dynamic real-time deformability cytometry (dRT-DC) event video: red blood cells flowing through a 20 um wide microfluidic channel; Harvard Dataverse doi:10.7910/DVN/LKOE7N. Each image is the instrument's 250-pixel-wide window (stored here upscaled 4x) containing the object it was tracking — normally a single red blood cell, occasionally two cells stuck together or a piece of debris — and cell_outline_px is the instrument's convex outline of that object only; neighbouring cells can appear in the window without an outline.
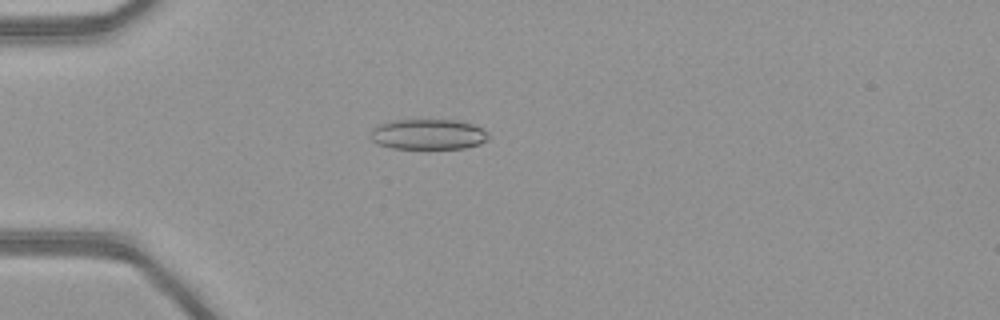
{"species": "common noctule bat (a hibernating species)", "species_latin": "Nyctalus noctula", "temperature_condition": "warm", "stored_images_in_passage": 48, "camera_frame_rate_fps": 3000, "um_per_image_px": 0.085, "animal": {"sex": "female", "body_mass_g": 21.9}, "frame": {"image": 1, "passage_image": 12, "time_ms": 3.667, "image_size_px": [1000, 320], "cell_outline_px": [[488, 140], [480, 144], [464, 148], [392, 148], [376, 144], [372, 140], [372, 128], [380, 124], [392, 120], [456, 120], [472, 124], [484, 128], [488, 132]], "centroid_in_image_um": [36.42, 11.41], "position_along_channel_um": 48.6, "area_um2": 20.92}}
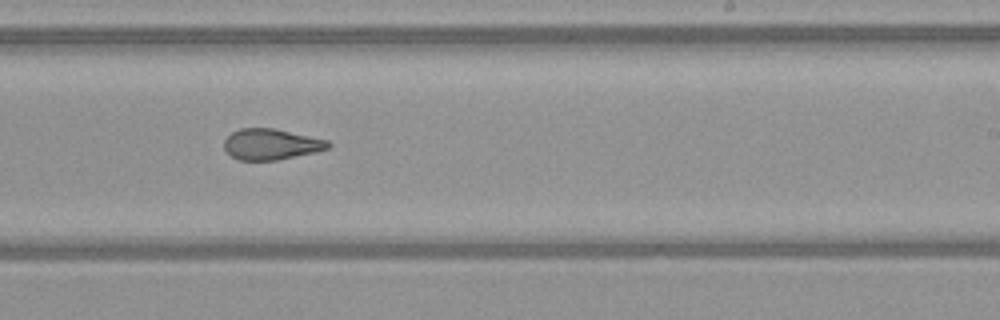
{"frame": {"image": 2, "passage_image": 29, "time_ms": 9.333, "image_size_px": [1000, 320], "cell_outline_px": [[332, 148], [276, 160], [240, 160], [232, 156], [224, 148], [224, 140], [232, 132], [240, 128], [276, 128], [328, 140], [332, 144]], "centroid_in_image_um": [23.07, 12.25], "position_along_channel_um": 265.9, "area_um2": 18.73}}
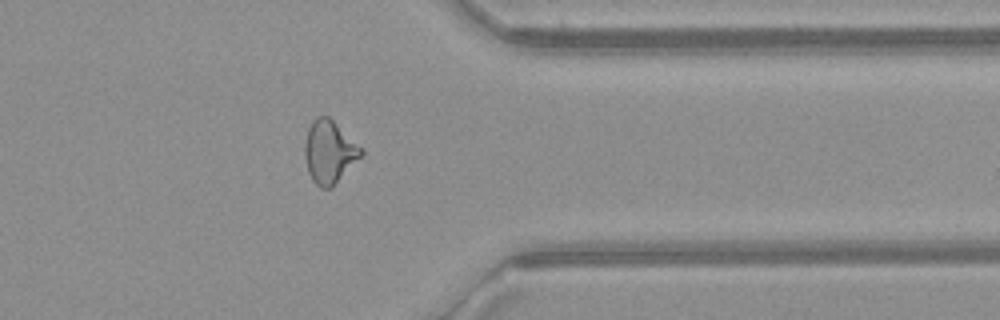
{"frame": {"image": 3, "passage_image": 38, "time_ms": 12.333, "image_size_px": [1000, 320], "cell_outline_px": [[364, 152], [332, 188], [320, 188], [312, 180], [308, 172], [304, 156], [304, 144], [308, 128], [312, 120], [316, 116], [328, 116], [364, 148]], "centroid_in_image_um": [27.98, 12.9], "position_along_channel_um": 383.4, "area_um2": 20.75}, "authors_computed_cell_mechanics": {"area_um2": 20.8369, "velocity_mm_per_s": 4.1677, "shape_relaxation_time_tau1_ms": null, "shape_relaxation_time_tau2_ms": 1.9134, "deformation_change_tau1": null, "deformation_change_tau2": 0.0935}}